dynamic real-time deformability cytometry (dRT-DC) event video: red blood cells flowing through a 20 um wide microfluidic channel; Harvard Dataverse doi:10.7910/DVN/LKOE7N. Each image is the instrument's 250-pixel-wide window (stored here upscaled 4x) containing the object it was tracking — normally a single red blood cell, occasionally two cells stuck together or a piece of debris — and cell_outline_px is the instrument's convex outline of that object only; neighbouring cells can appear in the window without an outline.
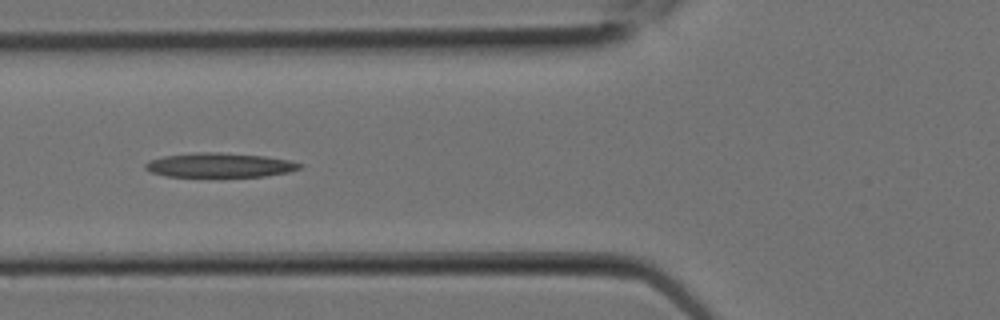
{"species": "Egyptian fruit bat (a non-hibernating species)", "species_latin": "Rousettus aegyptiacus", "temperature_condition": "room temperature", "stored_images_in_passage": 8, "camera_frame_rate_fps": 3000, "um_per_image_px": 0.085, "animal": {"sex": "female"}, "frame": {"image": 1, "passage_image": 7, "time_ms": 2.0, "image_size_px": [1000, 320], "cell_outline_px": [[304, 164], [300, 168], [288, 172], [264, 176], [164, 176], [152, 172], [144, 168], [144, 164], [148, 160], [164, 156], [200, 152], [220, 152], [264, 156], [288, 160]], "centroid_in_image_um": [18.65, 14.03], "position_along_channel_um": 107.2, "area_um2": 21.73}}
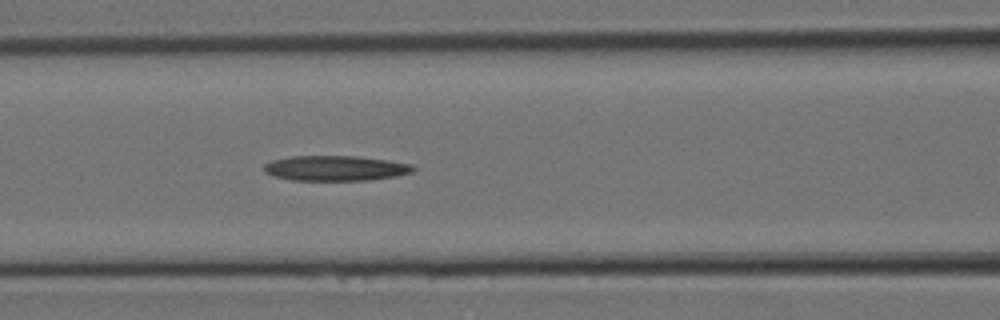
{"frame": {"image": 2, "passage_image": 8, "time_ms": 2.333, "image_size_px": [1000, 320], "cell_outline_px": [[416, 168], [412, 172], [396, 176], [368, 180], [292, 180], [272, 176], [264, 172], [264, 164], [272, 160], [292, 156], [356, 156], [388, 160], [412, 164]], "centroid_in_image_um": [28.5, 14.29], "position_along_channel_um": 138.1, "area_um2": 21.91}}